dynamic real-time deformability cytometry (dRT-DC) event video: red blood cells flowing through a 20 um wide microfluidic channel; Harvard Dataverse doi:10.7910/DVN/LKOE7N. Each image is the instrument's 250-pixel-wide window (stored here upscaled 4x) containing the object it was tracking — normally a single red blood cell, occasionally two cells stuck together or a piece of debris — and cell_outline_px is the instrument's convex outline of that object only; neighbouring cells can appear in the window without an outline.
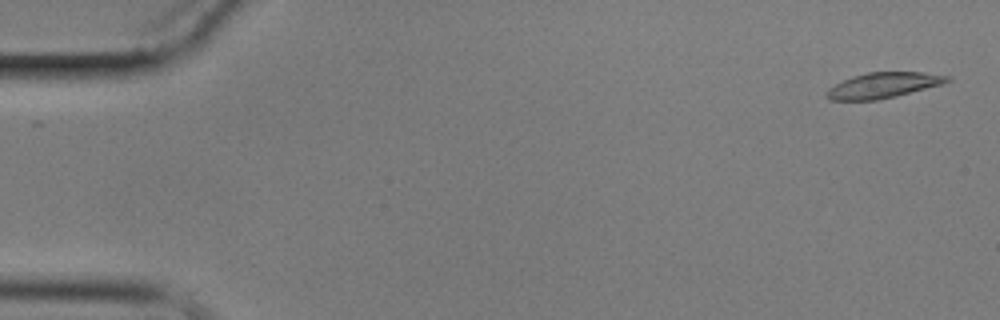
{"species": "common noctule bat (a hibernating species)", "species_latin": "Nyctalus noctula", "temperature_condition": "cold", "stored_images_in_passage": 12, "camera_frame_rate_fps": 3000, "um_per_image_px": 0.085, "animal": {"sex": "male", "body_mass_g": 17.9}, "frame": {"image": 1, "passage_image": 1, "time_ms": 0.0, "image_size_px": [1000, 320], "cell_outline_px": [[952, 80], [944, 84], [880, 100], [828, 100], [824, 96], [828, 88], [852, 76], [868, 72], [924, 72], [952, 76]], "centroid_in_image_um": [75.11, 7.25], "position_along_channel_um": 9.9, "area_um2": 18.15}}